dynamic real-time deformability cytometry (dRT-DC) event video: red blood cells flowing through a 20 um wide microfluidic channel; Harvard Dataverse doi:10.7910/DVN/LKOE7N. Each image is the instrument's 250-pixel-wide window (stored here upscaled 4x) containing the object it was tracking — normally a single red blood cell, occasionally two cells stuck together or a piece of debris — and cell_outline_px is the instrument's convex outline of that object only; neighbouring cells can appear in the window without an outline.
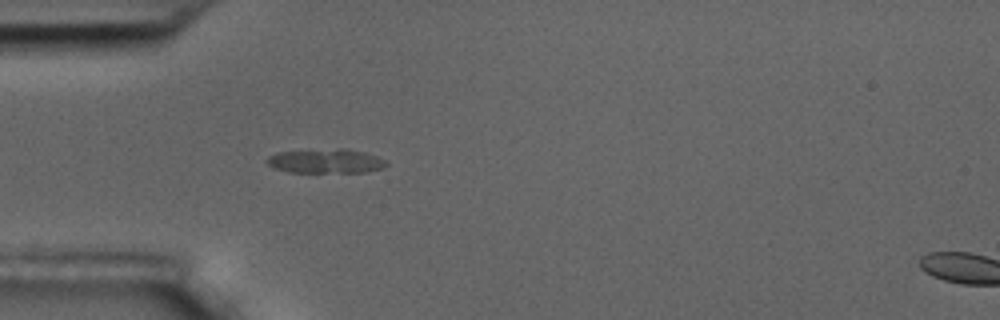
{"species": "common noctule bat (a hibernating species)", "species_latin": "Nyctalus noctula", "temperature_condition": "room temperature", "stored_images_in_passage": 3, "camera_frame_rate_fps": 3000, "um_per_image_px": 0.085, "animal": {"sex": "male", "body_mass_g": 17.5, "forearm_length_mm": 52.3}, "frame": {"image": 1, "passage_image": 2, "time_ms": 0.333, "image_size_px": [1000, 320], "cell_outline_px": [[388, 164], [384, 168], [368, 172], [288, 172], [276, 168], [268, 164], [264, 160], [268, 156], [276, 152], [340, 148], [344, 148], [364, 152], [376, 156], [384, 160]], "centroid_in_image_um": [27.69, 13.69], "position_along_channel_um": 57.3, "area_um2": 16.94}}